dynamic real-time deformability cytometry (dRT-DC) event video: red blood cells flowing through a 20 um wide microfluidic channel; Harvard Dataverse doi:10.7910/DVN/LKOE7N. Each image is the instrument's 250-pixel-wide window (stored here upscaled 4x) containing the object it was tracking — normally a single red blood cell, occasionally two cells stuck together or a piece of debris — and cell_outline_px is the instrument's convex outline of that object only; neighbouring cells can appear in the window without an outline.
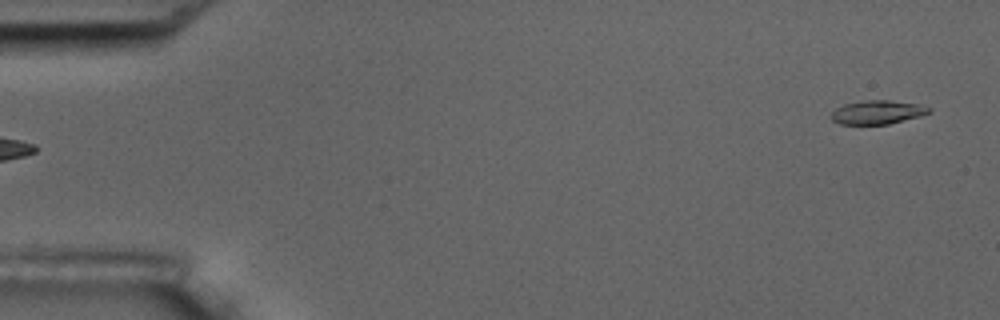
{"species": "common noctule bat (a hibernating species)", "species_latin": "Nyctalus noctula", "temperature_condition": "room temperature", "stored_images_in_passage": 4, "segment_of_instrument_passage": [2, 2], "camera_frame_rate_fps": 3000, "um_per_image_px": 0.085, "animal": {"sex": "male", "body_mass_g": 17.5, "forearm_length_mm": 52.3}, "frame": {"image": 1, "passage_image": 4, "time_ms": 4.333, "image_size_px": [1000, 320], "cell_outline_px": [[932, 112], [920, 116], [888, 124], [840, 124], [832, 120], [832, 112], [836, 108], [844, 104], [864, 100], [888, 100], [916, 104], [932, 108]], "centroid_in_image_um": [74.59, 9.54], "position_along_channel_um": 10.4, "area_um2": 13.41}}